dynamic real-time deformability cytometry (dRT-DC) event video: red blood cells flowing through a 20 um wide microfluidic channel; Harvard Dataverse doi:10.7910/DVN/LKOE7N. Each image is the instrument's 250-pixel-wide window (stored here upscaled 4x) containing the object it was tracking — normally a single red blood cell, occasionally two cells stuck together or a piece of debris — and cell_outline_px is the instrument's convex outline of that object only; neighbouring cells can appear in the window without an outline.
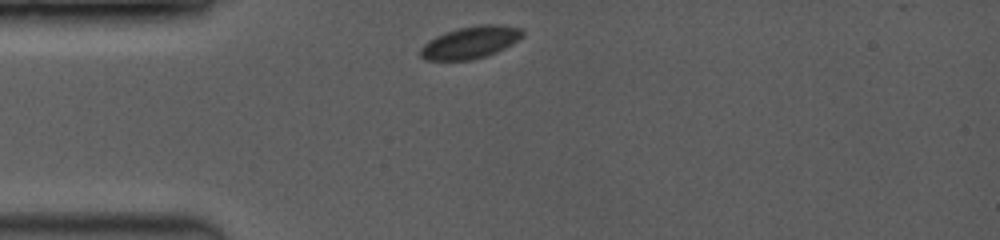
{"species": "common noctule bat (a hibernating species)", "species_latin": "Nyctalus noctula", "temperature_condition": "room temperature", "stored_images_in_passage": 3, "camera_frame_rate_fps": 3500, "um_per_image_px": 0.085, "animal": {"sex": "female", "body_mass_g": 19.0, "forearm_length_mm": 53.3}, "frame": {"image": 1, "passage_image": 1, "time_ms": 0.0, "image_size_px": [1000, 240], "cell_outline_px": [[524, 32], [516, 40], [504, 48], [484, 56], [468, 60], [428, 60], [420, 56], [420, 48], [428, 40], [444, 32], [456, 28], [476, 24], [504, 24], [524, 28]], "centroid_in_image_um": [39.96, 3.57], "position_along_channel_um": 45.0, "area_um2": 19.13}}
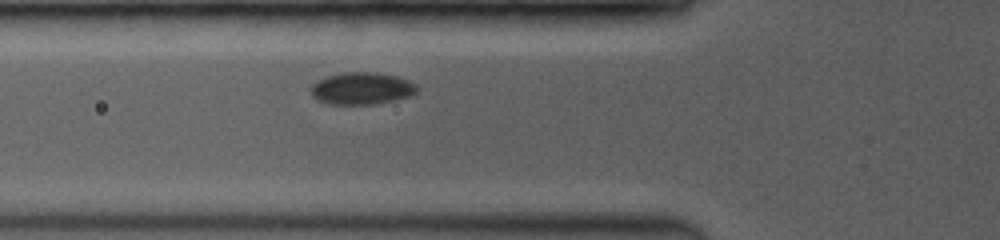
{"frame": {"image": 2, "passage_image": 3, "time_ms": 1.714, "image_size_px": [1000, 240], "cell_outline_px": [[416, 92], [408, 96], [396, 100], [376, 104], [328, 104], [316, 100], [312, 96], [312, 84], [316, 80], [328, 76], [344, 72], [376, 72], [396, 76], [408, 80], [416, 84]], "centroid_in_image_um": [30.72, 7.52], "position_along_channel_um": 95.1, "area_um2": 19.88}}